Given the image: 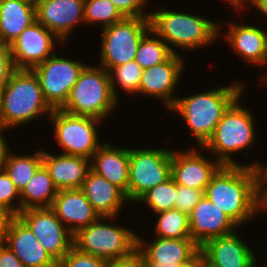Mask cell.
Instances as JSON below:
<instances>
[{
	"label": "cell",
	"mask_w": 267,
	"mask_h": 267,
	"mask_svg": "<svg viewBox=\"0 0 267 267\" xmlns=\"http://www.w3.org/2000/svg\"><path fill=\"white\" fill-rule=\"evenodd\" d=\"M222 165L211 178L204 196L227 214L238 226L259 214L263 203L260 162Z\"/></svg>",
	"instance_id": "1"
},
{
	"label": "cell",
	"mask_w": 267,
	"mask_h": 267,
	"mask_svg": "<svg viewBox=\"0 0 267 267\" xmlns=\"http://www.w3.org/2000/svg\"><path fill=\"white\" fill-rule=\"evenodd\" d=\"M231 86H219L186 97H177L170 108L189 126L198 146L203 147L215 132L224 112L239 97L244 95V83L237 80Z\"/></svg>",
	"instance_id": "2"
},
{
	"label": "cell",
	"mask_w": 267,
	"mask_h": 267,
	"mask_svg": "<svg viewBox=\"0 0 267 267\" xmlns=\"http://www.w3.org/2000/svg\"><path fill=\"white\" fill-rule=\"evenodd\" d=\"M149 21L151 30L168 44L173 53L178 54L174 47L188 52L189 49L191 51L211 45L218 40L224 27L221 21L214 23L197 14L178 12L165 7L150 12Z\"/></svg>",
	"instance_id": "3"
},
{
	"label": "cell",
	"mask_w": 267,
	"mask_h": 267,
	"mask_svg": "<svg viewBox=\"0 0 267 267\" xmlns=\"http://www.w3.org/2000/svg\"><path fill=\"white\" fill-rule=\"evenodd\" d=\"M3 128L27 125L39 115L50 116L53 109L43 97L33 69H15L1 90Z\"/></svg>",
	"instance_id": "4"
},
{
	"label": "cell",
	"mask_w": 267,
	"mask_h": 267,
	"mask_svg": "<svg viewBox=\"0 0 267 267\" xmlns=\"http://www.w3.org/2000/svg\"><path fill=\"white\" fill-rule=\"evenodd\" d=\"M117 217H99L95 222L79 229L73 237V247L110 263H123L136 258L137 234L125 226H117ZM103 220V221H102Z\"/></svg>",
	"instance_id": "5"
},
{
	"label": "cell",
	"mask_w": 267,
	"mask_h": 267,
	"mask_svg": "<svg viewBox=\"0 0 267 267\" xmlns=\"http://www.w3.org/2000/svg\"><path fill=\"white\" fill-rule=\"evenodd\" d=\"M239 96L224 112L212 137L203 146L215 159L226 166L242 165L232 155L253 146L256 140L254 114L241 105ZM216 155V156H215Z\"/></svg>",
	"instance_id": "6"
},
{
	"label": "cell",
	"mask_w": 267,
	"mask_h": 267,
	"mask_svg": "<svg viewBox=\"0 0 267 267\" xmlns=\"http://www.w3.org/2000/svg\"><path fill=\"white\" fill-rule=\"evenodd\" d=\"M118 102L120 99L112 92L108 71L99 65L89 64L81 71L61 110L72 115L105 121Z\"/></svg>",
	"instance_id": "7"
},
{
	"label": "cell",
	"mask_w": 267,
	"mask_h": 267,
	"mask_svg": "<svg viewBox=\"0 0 267 267\" xmlns=\"http://www.w3.org/2000/svg\"><path fill=\"white\" fill-rule=\"evenodd\" d=\"M150 30L149 17H125L103 28L99 66L109 71L134 60L142 38Z\"/></svg>",
	"instance_id": "8"
},
{
	"label": "cell",
	"mask_w": 267,
	"mask_h": 267,
	"mask_svg": "<svg viewBox=\"0 0 267 267\" xmlns=\"http://www.w3.org/2000/svg\"><path fill=\"white\" fill-rule=\"evenodd\" d=\"M153 148H129V202L171 177L172 150Z\"/></svg>",
	"instance_id": "9"
},
{
	"label": "cell",
	"mask_w": 267,
	"mask_h": 267,
	"mask_svg": "<svg viewBox=\"0 0 267 267\" xmlns=\"http://www.w3.org/2000/svg\"><path fill=\"white\" fill-rule=\"evenodd\" d=\"M54 126V135L62 154L85 157L91 160L102 145L99 141L97 126L103 121L89 117L76 116L54 109L49 116Z\"/></svg>",
	"instance_id": "10"
},
{
	"label": "cell",
	"mask_w": 267,
	"mask_h": 267,
	"mask_svg": "<svg viewBox=\"0 0 267 267\" xmlns=\"http://www.w3.org/2000/svg\"><path fill=\"white\" fill-rule=\"evenodd\" d=\"M53 54L33 68L39 78L43 97L54 109H61L86 63Z\"/></svg>",
	"instance_id": "11"
},
{
	"label": "cell",
	"mask_w": 267,
	"mask_h": 267,
	"mask_svg": "<svg viewBox=\"0 0 267 267\" xmlns=\"http://www.w3.org/2000/svg\"><path fill=\"white\" fill-rule=\"evenodd\" d=\"M17 216L57 262L73 247L74 234L56 217L50 207L22 210Z\"/></svg>",
	"instance_id": "12"
},
{
	"label": "cell",
	"mask_w": 267,
	"mask_h": 267,
	"mask_svg": "<svg viewBox=\"0 0 267 267\" xmlns=\"http://www.w3.org/2000/svg\"><path fill=\"white\" fill-rule=\"evenodd\" d=\"M200 252L191 238H161L152 242L137 234L136 258L143 267H181Z\"/></svg>",
	"instance_id": "13"
},
{
	"label": "cell",
	"mask_w": 267,
	"mask_h": 267,
	"mask_svg": "<svg viewBox=\"0 0 267 267\" xmlns=\"http://www.w3.org/2000/svg\"><path fill=\"white\" fill-rule=\"evenodd\" d=\"M59 42L65 44L55 33L35 21L10 45L15 69H33L56 53L55 44Z\"/></svg>",
	"instance_id": "14"
},
{
	"label": "cell",
	"mask_w": 267,
	"mask_h": 267,
	"mask_svg": "<svg viewBox=\"0 0 267 267\" xmlns=\"http://www.w3.org/2000/svg\"><path fill=\"white\" fill-rule=\"evenodd\" d=\"M184 59L173 53L166 61L142 71L139 94L156 97L163 101L165 109H170L176 102V86L181 82L185 68ZM145 94V95H144Z\"/></svg>",
	"instance_id": "15"
},
{
	"label": "cell",
	"mask_w": 267,
	"mask_h": 267,
	"mask_svg": "<svg viewBox=\"0 0 267 267\" xmlns=\"http://www.w3.org/2000/svg\"><path fill=\"white\" fill-rule=\"evenodd\" d=\"M198 149L192 147L184 151H172L171 177L177 185L204 192L211 178L222 165L216 159H207L202 154H205L203 147Z\"/></svg>",
	"instance_id": "16"
},
{
	"label": "cell",
	"mask_w": 267,
	"mask_h": 267,
	"mask_svg": "<svg viewBox=\"0 0 267 267\" xmlns=\"http://www.w3.org/2000/svg\"><path fill=\"white\" fill-rule=\"evenodd\" d=\"M237 234L215 237L200 246L208 267H256L257 256L253 249Z\"/></svg>",
	"instance_id": "17"
},
{
	"label": "cell",
	"mask_w": 267,
	"mask_h": 267,
	"mask_svg": "<svg viewBox=\"0 0 267 267\" xmlns=\"http://www.w3.org/2000/svg\"><path fill=\"white\" fill-rule=\"evenodd\" d=\"M85 0H36V21L63 42L80 22L84 24Z\"/></svg>",
	"instance_id": "18"
},
{
	"label": "cell",
	"mask_w": 267,
	"mask_h": 267,
	"mask_svg": "<svg viewBox=\"0 0 267 267\" xmlns=\"http://www.w3.org/2000/svg\"><path fill=\"white\" fill-rule=\"evenodd\" d=\"M2 242L18 257L25 267H58V262L39 243L29 227L13 216Z\"/></svg>",
	"instance_id": "19"
},
{
	"label": "cell",
	"mask_w": 267,
	"mask_h": 267,
	"mask_svg": "<svg viewBox=\"0 0 267 267\" xmlns=\"http://www.w3.org/2000/svg\"><path fill=\"white\" fill-rule=\"evenodd\" d=\"M190 237L200 247L206 241L233 233L239 226L206 196L189 214Z\"/></svg>",
	"instance_id": "20"
},
{
	"label": "cell",
	"mask_w": 267,
	"mask_h": 267,
	"mask_svg": "<svg viewBox=\"0 0 267 267\" xmlns=\"http://www.w3.org/2000/svg\"><path fill=\"white\" fill-rule=\"evenodd\" d=\"M50 208L73 234L100 217L80 188L58 190Z\"/></svg>",
	"instance_id": "21"
},
{
	"label": "cell",
	"mask_w": 267,
	"mask_h": 267,
	"mask_svg": "<svg viewBox=\"0 0 267 267\" xmlns=\"http://www.w3.org/2000/svg\"><path fill=\"white\" fill-rule=\"evenodd\" d=\"M224 39L238 57L251 65L266 66V30L254 25L228 23Z\"/></svg>",
	"instance_id": "22"
},
{
	"label": "cell",
	"mask_w": 267,
	"mask_h": 267,
	"mask_svg": "<svg viewBox=\"0 0 267 267\" xmlns=\"http://www.w3.org/2000/svg\"><path fill=\"white\" fill-rule=\"evenodd\" d=\"M91 170L118 187L128 199L129 148L103 143L91 158Z\"/></svg>",
	"instance_id": "23"
},
{
	"label": "cell",
	"mask_w": 267,
	"mask_h": 267,
	"mask_svg": "<svg viewBox=\"0 0 267 267\" xmlns=\"http://www.w3.org/2000/svg\"><path fill=\"white\" fill-rule=\"evenodd\" d=\"M100 217H118L129 202L126 195L104 177L90 170L80 188Z\"/></svg>",
	"instance_id": "24"
},
{
	"label": "cell",
	"mask_w": 267,
	"mask_h": 267,
	"mask_svg": "<svg viewBox=\"0 0 267 267\" xmlns=\"http://www.w3.org/2000/svg\"><path fill=\"white\" fill-rule=\"evenodd\" d=\"M43 150V164L58 190L81 188L88 172L91 160L66 154H50Z\"/></svg>",
	"instance_id": "25"
},
{
	"label": "cell",
	"mask_w": 267,
	"mask_h": 267,
	"mask_svg": "<svg viewBox=\"0 0 267 267\" xmlns=\"http://www.w3.org/2000/svg\"><path fill=\"white\" fill-rule=\"evenodd\" d=\"M35 21V3L0 0V33L9 46Z\"/></svg>",
	"instance_id": "26"
},
{
	"label": "cell",
	"mask_w": 267,
	"mask_h": 267,
	"mask_svg": "<svg viewBox=\"0 0 267 267\" xmlns=\"http://www.w3.org/2000/svg\"><path fill=\"white\" fill-rule=\"evenodd\" d=\"M58 189L48 169L42 164L20 193L21 211L30 208L51 207Z\"/></svg>",
	"instance_id": "27"
},
{
	"label": "cell",
	"mask_w": 267,
	"mask_h": 267,
	"mask_svg": "<svg viewBox=\"0 0 267 267\" xmlns=\"http://www.w3.org/2000/svg\"><path fill=\"white\" fill-rule=\"evenodd\" d=\"M10 152L12 151H8L2 168L21 193L38 168L43 164V150H37L32 155H17Z\"/></svg>",
	"instance_id": "28"
},
{
	"label": "cell",
	"mask_w": 267,
	"mask_h": 267,
	"mask_svg": "<svg viewBox=\"0 0 267 267\" xmlns=\"http://www.w3.org/2000/svg\"><path fill=\"white\" fill-rule=\"evenodd\" d=\"M172 54L168 44L150 30L142 38L134 60L144 70L166 61Z\"/></svg>",
	"instance_id": "29"
},
{
	"label": "cell",
	"mask_w": 267,
	"mask_h": 267,
	"mask_svg": "<svg viewBox=\"0 0 267 267\" xmlns=\"http://www.w3.org/2000/svg\"><path fill=\"white\" fill-rule=\"evenodd\" d=\"M154 232L161 238H191L189 215L178 209H170L157 213Z\"/></svg>",
	"instance_id": "30"
},
{
	"label": "cell",
	"mask_w": 267,
	"mask_h": 267,
	"mask_svg": "<svg viewBox=\"0 0 267 267\" xmlns=\"http://www.w3.org/2000/svg\"><path fill=\"white\" fill-rule=\"evenodd\" d=\"M142 71V67L135 60L111 68L108 73L114 96L119 99L117 85L130 95L139 94Z\"/></svg>",
	"instance_id": "31"
},
{
	"label": "cell",
	"mask_w": 267,
	"mask_h": 267,
	"mask_svg": "<svg viewBox=\"0 0 267 267\" xmlns=\"http://www.w3.org/2000/svg\"><path fill=\"white\" fill-rule=\"evenodd\" d=\"M176 196L177 184L170 177L146 192L137 202L145 203L146 207H149L156 215L159 212L174 209Z\"/></svg>",
	"instance_id": "32"
},
{
	"label": "cell",
	"mask_w": 267,
	"mask_h": 267,
	"mask_svg": "<svg viewBox=\"0 0 267 267\" xmlns=\"http://www.w3.org/2000/svg\"><path fill=\"white\" fill-rule=\"evenodd\" d=\"M125 17L110 0H85L84 24H99L102 29L120 22Z\"/></svg>",
	"instance_id": "33"
},
{
	"label": "cell",
	"mask_w": 267,
	"mask_h": 267,
	"mask_svg": "<svg viewBox=\"0 0 267 267\" xmlns=\"http://www.w3.org/2000/svg\"><path fill=\"white\" fill-rule=\"evenodd\" d=\"M15 200L18 202L16 203ZM0 205L13 216H17L21 212L20 192L3 168H0Z\"/></svg>",
	"instance_id": "34"
},
{
	"label": "cell",
	"mask_w": 267,
	"mask_h": 267,
	"mask_svg": "<svg viewBox=\"0 0 267 267\" xmlns=\"http://www.w3.org/2000/svg\"><path fill=\"white\" fill-rule=\"evenodd\" d=\"M110 262L78 251L72 247L58 262V267H109Z\"/></svg>",
	"instance_id": "35"
},
{
	"label": "cell",
	"mask_w": 267,
	"mask_h": 267,
	"mask_svg": "<svg viewBox=\"0 0 267 267\" xmlns=\"http://www.w3.org/2000/svg\"><path fill=\"white\" fill-rule=\"evenodd\" d=\"M203 196L204 192L202 190L177 185L175 209L189 215Z\"/></svg>",
	"instance_id": "36"
},
{
	"label": "cell",
	"mask_w": 267,
	"mask_h": 267,
	"mask_svg": "<svg viewBox=\"0 0 267 267\" xmlns=\"http://www.w3.org/2000/svg\"><path fill=\"white\" fill-rule=\"evenodd\" d=\"M124 17H149L144 11L147 0H110Z\"/></svg>",
	"instance_id": "37"
},
{
	"label": "cell",
	"mask_w": 267,
	"mask_h": 267,
	"mask_svg": "<svg viewBox=\"0 0 267 267\" xmlns=\"http://www.w3.org/2000/svg\"><path fill=\"white\" fill-rule=\"evenodd\" d=\"M15 66L11 49H0V89L2 90L10 79Z\"/></svg>",
	"instance_id": "38"
},
{
	"label": "cell",
	"mask_w": 267,
	"mask_h": 267,
	"mask_svg": "<svg viewBox=\"0 0 267 267\" xmlns=\"http://www.w3.org/2000/svg\"><path fill=\"white\" fill-rule=\"evenodd\" d=\"M0 267H25L13 251L0 241Z\"/></svg>",
	"instance_id": "39"
},
{
	"label": "cell",
	"mask_w": 267,
	"mask_h": 267,
	"mask_svg": "<svg viewBox=\"0 0 267 267\" xmlns=\"http://www.w3.org/2000/svg\"><path fill=\"white\" fill-rule=\"evenodd\" d=\"M247 2H249L251 5L250 6H254L253 8L256 7V9H258L259 11H261L265 17H267V0H245V2L241 5V6H232L233 10H243V8H245V6H247ZM245 5V6H244Z\"/></svg>",
	"instance_id": "40"
},
{
	"label": "cell",
	"mask_w": 267,
	"mask_h": 267,
	"mask_svg": "<svg viewBox=\"0 0 267 267\" xmlns=\"http://www.w3.org/2000/svg\"><path fill=\"white\" fill-rule=\"evenodd\" d=\"M12 217L13 215L0 205V241H2L4 233Z\"/></svg>",
	"instance_id": "41"
},
{
	"label": "cell",
	"mask_w": 267,
	"mask_h": 267,
	"mask_svg": "<svg viewBox=\"0 0 267 267\" xmlns=\"http://www.w3.org/2000/svg\"><path fill=\"white\" fill-rule=\"evenodd\" d=\"M8 131V129H5L3 127H0V168H2L4 161L6 159L7 153L9 151V147L7 140H5V137L2 133L5 131Z\"/></svg>",
	"instance_id": "42"
},
{
	"label": "cell",
	"mask_w": 267,
	"mask_h": 267,
	"mask_svg": "<svg viewBox=\"0 0 267 267\" xmlns=\"http://www.w3.org/2000/svg\"><path fill=\"white\" fill-rule=\"evenodd\" d=\"M181 267H207V262L204 256L199 252L194 258Z\"/></svg>",
	"instance_id": "43"
},
{
	"label": "cell",
	"mask_w": 267,
	"mask_h": 267,
	"mask_svg": "<svg viewBox=\"0 0 267 267\" xmlns=\"http://www.w3.org/2000/svg\"><path fill=\"white\" fill-rule=\"evenodd\" d=\"M109 267H136V258L123 263H111Z\"/></svg>",
	"instance_id": "44"
},
{
	"label": "cell",
	"mask_w": 267,
	"mask_h": 267,
	"mask_svg": "<svg viewBox=\"0 0 267 267\" xmlns=\"http://www.w3.org/2000/svg\"><path fill=\"white\" fill-rule=\"evenodd\" d=\"M261 180H262L263 202L267 205V177H261Z\"/></svg>",
	"instance_id": "45"
},
{
	"label": "cell",
	"mask_w": 267,
	"mask_h": 267,
	"mask_svg": "<svg viewBox=\"0 0 267 267\" xmlns=\"http://www.w3.org/2000/svg\"><path fill=\"white\" fill-rule=\"evenodd\" d=\"M231 6H241L244 3V0H225Z\"/></svg>",
	"instance_id": "46"
},
{
	"label": "cell",
	"mask_w": 267,
	"mask_h": 267,
	"mask_svg": "<svg viewBox=\"0 0 267 267\" xmlns=\"http://www.w3.org/2000/svg\"><path fill=\"white\" fill-rule=\"evenodd\" d=\"M0 49H11V47L6 43L3 36L0 33Z\"/></svg>",
	"instance_id": "47"
},
{
	"label": "cell",
	"mask_w": 267,
	"mask_h": 267,
	"mask_svg": "<svg viewBox=\"0 0 267 267\" xmlns=\"http://www.w3.org/2000/svg\"><path fill=\"white\" fill-rule=\"evenodd\" d=\"M261 177H267V166L265 164L261 168Z\"/></svg>",
	"instance_id": "48"
},
{
	"label": "cell",
	"mask_w": 267,
	"mask_h": 267,
	"mask_svg": "<svg viewBox=\"0 0 267 267\" xmlns=\"http://www.w3.org/2000/svg\"><path fill=\"white\" fill-rule=\"evenodd\" d=\"M265 209V210H264ZM267 210V205L263 202L261 205V208L259 210V212H266ZM267 251V250H266ZM267 261V260H266ZM267 265V263H265Z\"/></svg>",
	"instance_id": "49"
},
{
	"label": "cell",
	"mask_w": 267,
	"mask_h": 267,
	"mask_svg": "<svg viewBox=\"0 0 267 267\" xmlns=\"http://www.w3.org/2000/svg\"><path fill=\"white\" fill-rule=\"evenodd\" d=\"M0 127H3L1 99H0Z\"/></svg>",
	"instance_id": "50"
},
{
	"label": "cell",
	"mask_w": 267,
	"mask_h": 267,
	"mask_svg": "<svg viewBox=\"0 0 267 267\" xmlns=\"http://www.w3.org/2000/svg\"><path fill=\"white\" fill-rule=\"evenodd\" d=\"M18 1L28 2V3H35L36 2V0H18Z\"/></svg>",
	"instance_id": "51"
},
{
	"label": "cell",
	"mask_w": 267,
	"mask_h": 267,
	"mask_svg": "<svg viewBox=\"0 0 267 267\" xmlns=\"http://www.w3.org/2000/svg\"><path fill=\"white\" fill-rule=\"evenodd\" d=\"M266 66H267V31H266Z\"/></svg>",
	"instance_id": "52"
},
{
	"label": "cell",
	"mask_w": 267,
	"mask_h": 267,
	"mask_svg": "<svg viewBox=\"0 0 267 267\" xmlns=\"http://www.w3.org/2000/svg\"><path fill=\"white\" fill-rule=\"evenodd\" d=\"M136 267H143V266L139 263V261H138L137 258H136Z\"/></svg>",
	"instance_id": "53"
}]
</instances>
